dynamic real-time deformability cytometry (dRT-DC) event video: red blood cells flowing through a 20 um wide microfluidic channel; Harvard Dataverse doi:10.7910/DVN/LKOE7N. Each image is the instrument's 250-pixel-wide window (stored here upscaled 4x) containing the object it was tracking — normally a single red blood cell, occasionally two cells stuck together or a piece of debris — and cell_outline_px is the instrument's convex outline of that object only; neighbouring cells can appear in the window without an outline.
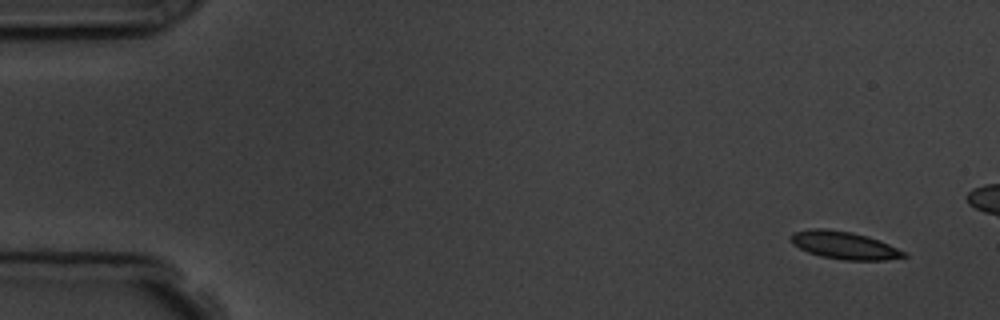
{"species": "common noctule bat (a hibernating species)", "species_latin": "Nyctalus noctula", "temperature_condition": "room temperature", "stored_images_in_passage": 3, "camera_frame_rate_fps": 3000, "um_per_image_px": 0.085, "animal": {"sex": "male", "body_mass_g": 19.5, "forearm_length_mm": 54.6}, "frame": {"image": 1, "passage_image": 1, "time_ms": 0.0, "image_size_px": [1000, 320], "cell_outline_px": [[908, 256], [884, 260], [844, 260], [820, 256], [808, 252], [792, 244], [788, 240], [788, 236], [792, 232], [808, 228], [824, 228], [852, 232], [868, 236], [880, 240], [908, 252]], "centroid_in_image_um": [71.73, 20.83], "position_along_channel_um": 13.3, "area_um2": 18.61}}